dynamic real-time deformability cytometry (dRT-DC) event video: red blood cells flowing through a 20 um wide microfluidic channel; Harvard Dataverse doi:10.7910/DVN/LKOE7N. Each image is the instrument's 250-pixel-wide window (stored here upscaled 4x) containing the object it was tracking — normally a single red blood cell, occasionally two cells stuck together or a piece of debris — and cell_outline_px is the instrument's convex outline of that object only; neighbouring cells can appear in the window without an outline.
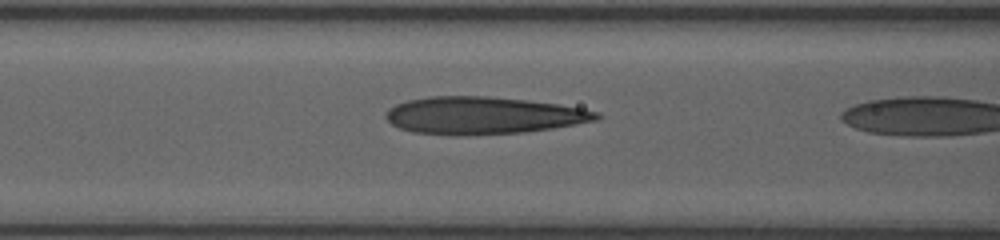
{"species": "human", "species_latin": "Homo sapiens", "temperature_condition": "room temperature", "stored_images_in_passage": 22, "camera_frame_rate_fps": 3000, "um_per_image_px": 0.085, "donor": {"sex": "female"}, "frame": {"image": 1, "passage_image": 21, "time_ms": 6.333, "image_size_px": [1000, 240], "cell_outline_px": [[600, 116], [596, 120], [552, 128], [524, 132], [456, 136], [412, 132], [400, 128], [392, 124], [384, 116], [384, 112], [388, 108], [396, 104], [408, 100], [428, 96], [488, 96], [528, 100], [560, 104], [600, 112]], "centroid_in_image_um": [41.02, 9.81], "position_along_channel_um": 125.6, "area_um2": 46.01}}